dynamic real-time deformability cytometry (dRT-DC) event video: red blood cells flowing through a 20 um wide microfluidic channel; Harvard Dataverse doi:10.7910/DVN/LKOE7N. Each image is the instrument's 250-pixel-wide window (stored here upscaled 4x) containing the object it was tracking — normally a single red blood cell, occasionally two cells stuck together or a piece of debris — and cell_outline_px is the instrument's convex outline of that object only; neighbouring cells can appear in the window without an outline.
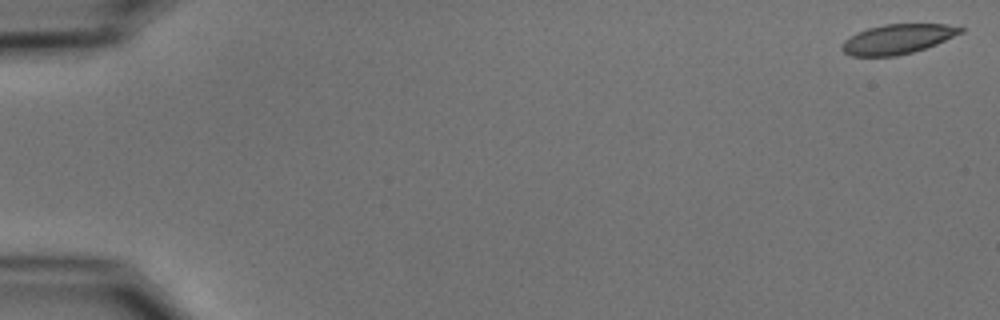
{"species": "common noctule bat (a hibernating species)", "species_latin": "Nyctalus noctula", "temperature_condition": "cold", "stored_images_in_passage": 11, "camera_frame_rate_fps": 3000, "um_per_image_px": 0.085, "animal": {"sex": "male", "body_mass_g": 15.6}, "frame": {"image": 1, "passage_image": 1, "time_ms": 0.0, "image_size_px": [1000, 320], "cell_outline_px": [[964, 32], [936, 44], [912, 52], [896, 56], [852, 56], [844, 52], [840, 48], [840, 44], [844, 40], [856, 32], [868, 28], [884, 24], [944, 24], [964, 28]], "centroid_in_image_um": [76.26, 3.32], "position_along_channel_um": 8.7, "area_um2": 20.52}}